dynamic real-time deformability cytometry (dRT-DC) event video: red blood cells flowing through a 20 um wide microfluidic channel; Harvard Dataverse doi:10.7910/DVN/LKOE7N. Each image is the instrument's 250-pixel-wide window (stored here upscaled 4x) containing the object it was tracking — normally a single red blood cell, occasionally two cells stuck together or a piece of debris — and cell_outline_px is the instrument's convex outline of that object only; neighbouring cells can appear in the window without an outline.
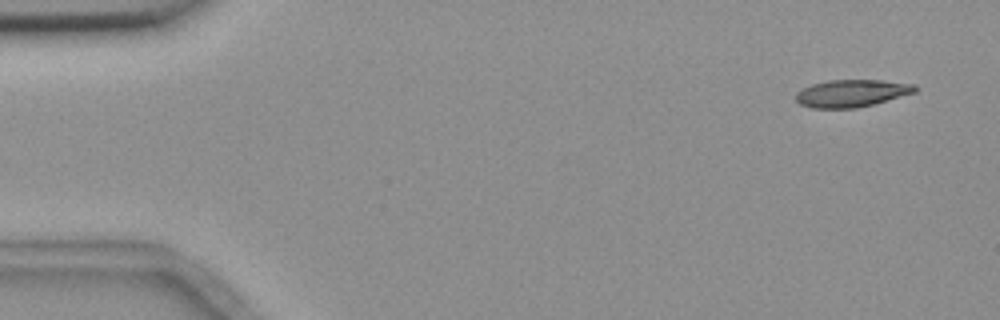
{"species": "common noctule bat (a hibernating species)", "species_latin": "Nyctalus noctula", "temperature_condition": "room temperature", "stored_images_in_passage": 3, "camera_frame_rate_fps": 3000, "um_per_image_px": 0.085, "animal": {"sex": "female", "body_mass_g": 18.4}, "frame": {"image": 1, "passage_image": 3, "time_ms": 2.0, "image_size_px": [1000, 320], "cell_outline_px": [[916, 92], [872, 104], [856, 108], [812, 108], [800, 104], [796, 100], [796, 92], [812, 84], [828, 80], [880, 80], [916, 84]], "centroid_in_image_um": [72.38, 7.92], "position_along_channel_um": 12.6, "area_um2": 18.84}}